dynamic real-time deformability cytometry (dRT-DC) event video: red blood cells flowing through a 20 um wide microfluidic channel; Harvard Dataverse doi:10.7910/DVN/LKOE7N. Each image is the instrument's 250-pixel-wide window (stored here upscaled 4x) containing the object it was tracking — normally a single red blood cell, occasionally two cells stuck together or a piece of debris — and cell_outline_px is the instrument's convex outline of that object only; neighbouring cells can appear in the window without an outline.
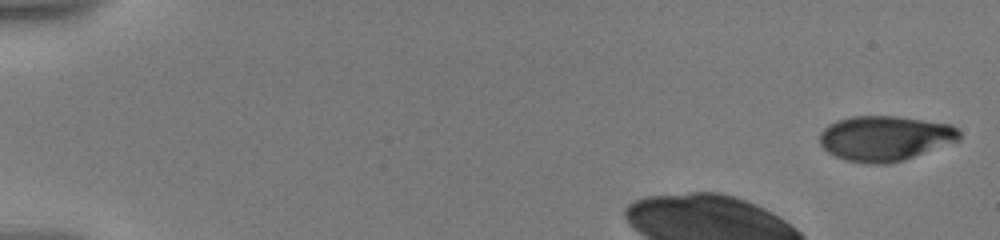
{"species": "human", "species_latin": "Homo sapiens", "temperature_condition": "warm", "stored_images_in_passage": 12, "camera_frame_rate_fps": 3000, "um_per_image_px": 0.085, "donor": {"sex": "male"}, "frame": {"image": 1, "passage_image": 1, "time_ms": 0.0, "image_size_px": [1000, 240], "cell_outline_px": [[960, 140], [904, 160], [888, 164], [868, 164], [848, 160], [836, 156], [828, 152], [820, 144], [820, 132], [828, 124], [836, 120], [852, 116], [896, 116], [952, 124], [960, 132]], "centroid_in_image_um": [75.22, 11.75], "position_along_channel_um": 9.8, "area_um2": 36.76}}
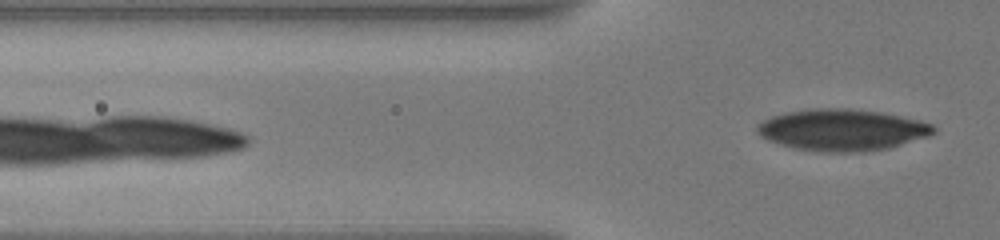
{"frame": {"image": 2, "passage_image": 12, "time_ms": 5.667, "image_size_px": [1000, 240], "cell_outline_px": [[936, 132], [928, 136], [888, 148], [868, 152], [820, 152], [796, 148], [780, 144], [768, 140], [760, 136], [756, 132], [756, 124], [772, 116], [784, 112], [812, 108], [848, 108], [880, 112], [920, 120], [932, 124], [936, 128]], "centroid_in_image_um": [71.56, 11.04], "position_along_channel_um": 54.2, "area_um2": 42.95}}